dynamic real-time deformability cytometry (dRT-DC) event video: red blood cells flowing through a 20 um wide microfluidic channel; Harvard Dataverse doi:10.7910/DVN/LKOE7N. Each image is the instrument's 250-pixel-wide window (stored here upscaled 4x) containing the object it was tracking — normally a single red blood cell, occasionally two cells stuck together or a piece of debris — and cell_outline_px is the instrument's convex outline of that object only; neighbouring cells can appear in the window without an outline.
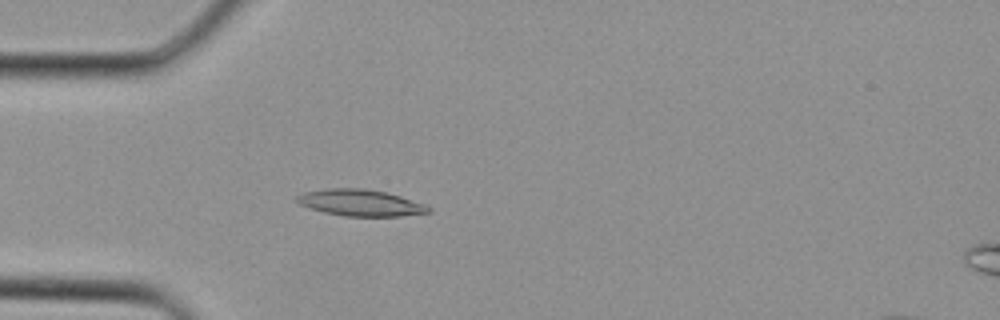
{"species": "Egyptian fruit bat (a non-hibernating species)", "species_latin": "Rousettus aegyptiacus", "temperature_condition": "cold", "stored_images_in_passage": 2, "camera_frame_rate_fps": 3000, "um_per_image_px": 0.085, "animal": {"sex": "female"}, "frame": {"image": 1, "passage_image": 2, "time_ms": 0.333, "image_size_px": [1000, 320], "cell_outline_px": [[432, 212], [400, 216], [344, 216], [324, 212], [308, 208], [300, 204], [296, 200], [296, 196], [304, 192], [324, 188], [364, 188], [388, 192], [424, 204], [432, 208]], "centroid_in_image_um": [30.63, 17.23], "position_along_channel_um": 54.4, "area_um2": 20.46}}